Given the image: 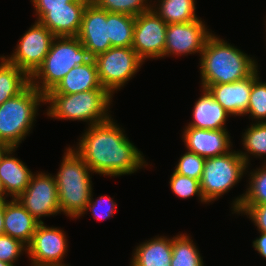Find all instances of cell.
Returning <instances> with one entry per match:
<instances>
[{"instance_id":"1","label":"cell","mask_w":266,"mask_h":266,"mask_svg":"<svg viewBox=\"0 0 266 266\" xmlns=\"http://www.w3.org/2000/svg\"><path fill=\"white\" fill-rule=\"evenodd\" d=\"M114 121L111 118L106 122L88 126L78 140V146L71 148L93 173L103 176L129 175L148 166L143 153Z\"/></svg>"},{"instance_id":"2","label":"cell","mask_w":266,"mask_h":266,"mask_svg":"<svg viewBox=\"0 0 266 266\" xmlns=\"http://www.w3.org/2000/svg\"><path fill=\"white\" fill-rule=\"evenodd\" d=\"M199 60L201 87L204 89L243 80L259 69L254 57L215 34L207 39Z\"/></svg>"},{"instance_id":"3","label":"cell","mask_w":266,"mask_h":266,"mask_svg":"<svg viewBox=\"0 0 266 266\" xmlns=\"http://www.w3.org/2000/svg\"><path fill=\"white\" fill-rule=\"evenodd\" d=\"M113 95L106 89H95L75 94L47 93L44 103L48 104L46 115L53 119L84 121L88 126L110 120L109 114Z\"/></svg>"},{"instance_id":"4","label":"cell","mask_w":266,"mask_h":266,"mask_svg":"<svg viewBox=\"0 0 266 266\" xmlns=\"http://www.w3.org/2000/svg\"><path fill=\"white\" fill-rule=\"evenodd\" d=\"M54 176L58 188L59 208L70 218H79L90 201L92 170L69 146L64 152L61 166Z\"/></svg>"},{"instance_id":"5","label":"cell","mask_w":266,"mask_h":266,"mask_svg":"<svg viewBox=\"0 0 266 266\" xmlns=\"http://www.w3.org/2000/svg\"><path fill=\"white\" fill-rule=\"evenodd\" d=\"M91 58L77 37H55L41 66L30 77V84L45 96L73 67Z\"/></svg>"},{"instance_id":"6","label":"cell","mask_w":266,"mask_h":266,"mask_svg":"<svg viewBox=\"0 0 266 266\" xmlns=\"http://www.w3.org/2000/svg\"><path fill=\"white\" fill-rule=\"evenodd\" d=\"M40 103H44V95L30 84L0 105V141L18 148L33 128Z\"/></svg>"},{"instance_id":"7","label":"cell","mask_w":266,"mask_h":266,"mask_svg":"<svg viewBox=\"0 0 266 266\" xmlns=\"http://www.w3.org/2000/svg\"><path fill=\"white\" fill-rule=\"evenodd\" d=\"M238 151L206 158L199 181L200 190L207 203L219 199L240 182L248 169Z\"/></svg>"},{"instance_id":"8","label":"cell","mask_w":266,"mask_h":266,"mask_svg":"<svg viewBox=\"0 0 266 266\" xmlns=\"http://www.w3.org/2000/svg\"><path fill=\"white\" fill-rule=\"evenodd\" d=\"M93 59L102 87L112 95L135 76L144 62L132 47H112Z\"/></svg>"},{"instance_id":"9","label":"cell","mask_w":266,"mask_h":266,"mask_svg":"<svg viewBox=\"0 0 266 266\" xmlns=\"http://www.w3.org/2000/svg\"><path fill=\"white\" fill-rule=\"evenodd\" d=\"M54 38L48 28L35 21L20 38L11 56L5 58L31 77L44 61Z\"/></svg>"},{"instance_id":"10","label":"cell","mask_w":266,"mask_h":266,"mask_svg":"<svg viewBox=\"0 0 266 266\" xmlns=\"http://www.w3.org/2000/svg\"><path fill=\"white\" fill-rule=\"evenodd\" d=\"M17 200L39 223H43V216L61 213L58 188L52 174H33L29 185Z\"/></svg>"},{"instance_id":"11","label":"cell","mask_w":266,"mask_h":266,"mask_svg":"<svg viewBox=\"0 0 266 266\" xmlns=\"http://www.w3.org/2000/svg\"><path fill=\"white\" fill-rule=\"evenodd\" d=\"M58 227L39 223L27 246L31 266H69L63 263L68 249L66 233Z\"/></svg>"},{"instance_id":"12","label":"cell","mask_w":266,"mask_h":266,"mask_svg":"<svg viewBox=\"0 0 266 266\" xmlns=\"http://www.w3.org/2000/svg\"><path fill=\"white\" fill-rule=\"evenodd\" d=\"M167 27L152 9L135 17L132 48L143 61L164 58Z\"/></svg>"},{"instance_id":"13","label":"cell","mask_w":266,"mask_h":266,"mask_svg":"<svg viewBox=\"0 0 266 266\" xmlns=\"http://www.w3.org/2000/svg\"><path fill=\"white\" fill-rule=\"evenodd\" d=\"M207 28L201 18L187 23L168 24L164 58L169 55H201L207 39L213 34Z\"/></svg>"},{"instance_id":"14","label":"cell","mask_w":266,"mask_h":266,"mask_svg":"<svg viewBox=\"0 0 266 266\" xmlns=\"http://www.w3.org/2000/svg\"><path fill=\"white\" fill-rule=\"evenodd\" d=\"M88 4L84 0H74L67 3V7L35 8L36 21L48 28L55 37H76Z\"/></svg>"},{"instance_id":"15","label":"cell","mask_w":266,"mask_h":266,"mask_svg":"<svg viewBox=\"0 0 266 266\" xmlns=\"http://www.w3.org/2000/svg\"><path fill=\"white\" fill-rule=\"evenodd\" d=\"M76 37L92 58L112 48L109 40V12L96 4H88Z\"/></svg>"},{"instance_id":"16","label":"cell","mask_w":266,"mask_h":266,"mask_svg":"<svg viewBox=\"0 0 266 266\" xmlns=\"http://www.w3.org/2000/svg\"><path fill=\"white\" fill-rule=\"evenodd\" d=\"M182 139L186 149L197 155L210 158L230 152L232 142L227 129L209 130L194 127L183 129Z\"/></svg>"},{"instance_id":"17","label":"cell","mask_w":266,"mask_h":266,"mask_svg":"<svg viewBox=\"0 0 266 266\" xmlns=\"http://www.w3.org/2000/svg\"><path fill=\"white\" fill-rule=\"evenodd\" d=\"M258 72L257 69L243 80L210 85L206 89L231 116H243L246 115L253 82L259 77Z\"/></svg>"},{"instance_id":"18","label":"cell","mask_w":266,"mask_h":266,"mask_svg":"<svg viewBox=\"0 0 266 266\" xmlns=\"http://www.w3.org/2000/svg\"><path fill=\"white\" fill-rule=\"evenodd\" d=\"M39 222L17 199L5 200L4 234L28 246Z\"/></svg>"},{"instance_id":"19","label":"cell","mask_w":266,"mask_h":266,"mask_svg":"<svg viewBox=\"0 0 266 266\" xmlns=\"http://www.w3.org/2000/svg\"><path fill=\"white\" fill-rule=\"evenodd\" d=\"M201 97L196 100L193 108V119L185 127L198 129L221 130L226 129V121L231 116L210 94L202 88Z\"/></svg>"},{"instance_id":"20","label":"cell","mask_w":266,"mask_h":266,"mask_svg":"<svg viewBox=\"0 0 266 266\" xmlns=\"http://www.w3.org/2000/svg\"><path fill=\"white\" fill-rule=\"evenodd\" d=\"M16 149L12 147L0 163V181L7 197L10 195L12 199H17L25 191L34 174L25 163L13 157Z\"/></svg>"},{"instance_id":"21","label":"cell","mask_w":266,"mask_h":266,"mask_svg":"<svg viewBox=\"0 0 266 266\" xmlns=\"http://www.w3.org/2000/svg\"><path fill=\"white\" fill-rule=\"evenodd\" d=\"M95 89L105 88L100 83L96 63L91 58L87 63L73 67L48 93L75 94Z\"/></svg>"},{"instance_id":"22","label":"cell","mask_w":266,"mask_h":266,"mask_svg":"<svg viewBox=\"0 0 266 266\" xmlns=\"http://www.w3.org/2000/svg\"><path fill=\"white\" fill-rule=\"evenodd\" d=\"M131 266H171L172 238L158 236L136 246Z\"/></svg>"},{"instance_id":"23","label":"cell","mask_w":266,"mask_h":266,"mask_svg":"<svg viewBox=\"0 0 266 266\" xmlns=\"http://www.w3.org/2000/svg\"><path fill=\"white\" fill-rule=\"evenodd\" d=\"M0 105L9 100L30 85V77L5 56H0Z\"/></svg>"},{"instance_id":"24","label":"cell","mask_w":266,"mask_h":266,"mask_svg":"<svg viewBox=\"0 0 266 266\" xmlns=\"http://www.w3.org/2000/svg\"><path fill=\"white\" fill-rule=\"evenodd\" d=\"M195 2V0H157L153 1L151 9L167 24L187 23L199 19L195 13Z\"/></svg>"},{"instance_id":"25","label":"cell","mask_w":266,"mask_h":266,"mask_svg":"<svg viewBox=\"0 0 266 266\" xmlns=\"http://www.w3.org/2000/svg\"><path fill=\"white\" fill-rule=\"evenodd\" d=\"M249 185L246 192L235 198L232 202V214L240 206H255L266 204V163L261 168L253 169L249 174Z\"/></svg>"},{"instance_id":"26","label":"cell","mask_w":266,"mask_h":266,"mask_svg":"<svg viewBox=\"0 0 266 266\" xmlns=\"http://www.w3.org/2000/svg\"><path fill=\"white\" fill-rule=\"evenodd\" d=\"M135 17L109 12V40L112 47H132Z\"/></svg>"},{"instance_id":"27","label":"cell","mask_w":266,"mask_h":266,"mask_svg":"<svg viewBox=\"0 0 266 266\" xmlns=\"http://www.w3.org/2000/svg\"><path fill=\"white\" fill-rule=\"evenodd\" d=\"M250 125L242 134V144L245 152L238 151L247 166L250 165V155L256 158L266 156V122H255ZM264 163H266L265 160Z\"/></svg>"},{"instance_id":"28","label":"cell","mask_w":266,"mask_h":266,"mask_svg":"<svg viewBox=\"0 0 266 266\" xmlns=\"http://www.w3.org/2000/svg\"><path fill=\"white\" fill-rule=\"evenodd\" d=\"M197 246L186 233L172 237L171 266H204Z\"/></svg>"},{"instance_id":"29","label":"cell","mask_w":266,"mask_h":266,"mask_svg":"<svg viewBox=\"0 0 266 266\" xmlns=\"http://www.w3.org/2000/svg\"><path fill=\"white\" fill-rule=\"evenodd\" d=\"M97 0L95 3L100 9L110 13H123L138 16L151 9L152 0Z\"/></svg>"},{"instance_id":"30","label":"cell","mask_w":266,"mask_h":266,"mask_svg":"<svg viewBox=\"0 0 266 266\" xmlns=\"http://www.w3.org/2000/svg\"><path fill=\"white\" fill-rule=\"evenodd\" d=\"M247 114L255 122H266V82H262L260 77L253 82Z\"/></svg>"},{"instance_id":"31","label":"cell","mask_w":266,"mask_h":266,"mask_svg":"<svg viewBox=\"0 0 266 266\" xmlns=\"http://www.w3.org/2000/svg\"><path fill=\"white\" fill-rule=\"evenodd\" d=\"M172 192L181 199H187L194 195L198 196L201 203L207 204L200 190L199 180L187 177L173 171L170 181Z\"/></svg>"},{"instance_id":"32","label":"cell","mask_w":266,"mask_h":266,"mask_svg":"<svg viewBox=\"0 0 266 266\" xmlns=\"http://www.w3.org/2000/svg\"><path fill=\"white\" fill-rule=\"evenodd\" d=\"M205 160L206 158L201 157L196 153L187 151L183 155H181L174 171L181 175L191 177L200 181L202 171L204 169Z\"/></svg>"},{"instance_id":"33","label":"cell","mask_w":266,"mask_h":266,"mask_svg":"<svg viewBox=\"0 0 266 266\" xmlns=\"http://www.w3.org/2000/svg\"><path fill=\"white\" fill-rule=\"evenodd\" d=\"M92 193L93 191L91 192L89 203L79 217L84 216L87 211H90L93 217L98 221L111 218L117 210L115 201L106 195L99 196L97 200H94Z\"/></svg>"},{"instance_id":"34","label":"cell","mask_w":266,"mask_h":266,"mask_svg":"<svg viewBox=\"0 0 266 266\" xmlns=\"http://www.w3.org/2000/svg\"><path fill=\"white\" fill-rule=\"evenodd\" d=\"M24 251L27 253V246L21 241L5 234L0 235V261L16 266V261Z\"/></svg>"},{"instance_id":"35","label":"cell","mask_w":266,"mask_h":266,"mask_svg":"<svg viewBox=\"0 0 266 266\" xmlns=\"http://www.w3.org/2000/svg\"><path fill=\"white\" fill-rule=\"evenodd\" d=\"M235 213L249 216L259 232H266V204L240 206Z\"/></svg>"},{"instance_id":"36","label":"cell","mask_w":266,"mask_h":266,"mask_svg":"<svg viewBox=\"0 0 266 266\" xmlns=\"http://www.w3.org/2000/svg\"><path fill=\"white\" fill-rule=\"evenodd\" d=\"M34 8H58L67 7V3L74 0H31Z\"/></svg>"},{"instance_id":"37","label":"cell","mask_w":266,"mask_h":266,"mask_svg":"<svg viewBox=\"0 0 266 266\" xmlns=\"http://www.w3.org/2000/svg\"><path fill=\"white\" fill-rule=\"evenodd\" d=\"M259 233V237L252 242V246L256 251H258V254H260V256L266 259V232Z\"/></svg>"},{"instance_id":"38","label":"cell","mask_w":266,"mask_h":266,"mask_svg":"<svg viewBox=\"0 0 266 266\" xmlns=\"http://www.w3.org/2000/svg\"><path fill=\"white\" fill-rule=\"evenodd\" d=\"M5 200H0V235H4Z\"/></svg>"},{"instance_id":"39","label":"cell","mask_w":266,"mask_h":266,"mask_svg":"<svg viewBox=\"0 0 266 266\" xmlns=\"http://www.w3.org/2000/svg\"><path fill=\"white\" fill-rule=\"evenodd\" d=\"M10 149H12V147L10 145L0 141V163H1L2 159H3V157L6 155V153Z\"/></svg>"},{"instance_id":"40","label":"cell","mask_w":266,"mask_h":266,"mask_svg":"<svg viewBox=\"0 0 266 266\" xmlns=\"http://www.w3.org/2000/svg\"><path fill=\"white\" fill-rule=\"evenodd\" d=\"M6 197H7V195L4 192L3 186H2L1 181H0V200H7Z\"/></svg>"},{"instance_id":"41","label":"cell","mask_w":266,"mask_h":266,"mask_svg":"<svg viewBox=\"0 0 266 266\" xmlns=\"http://www.w3.org/2000/svg\"><path fill=\"white\" fill-rule=\"evenodd\" d=\"M0 266H14V265L0 261Z\"/></svg>"},{"instance_id":"42","label":"cell","mask_w":266,"mask_h":266,"mask_svg":"<svg viewBox=\"0 0 266 266\" xmlns=\"http://www.w3.org/2000/svg\"><path fill=\"white\" fill-rule=\"evenodd\" d=\"M86 2H88L89 4H95L97 2V0H84Z\"/></svg>"}]
</instances>
